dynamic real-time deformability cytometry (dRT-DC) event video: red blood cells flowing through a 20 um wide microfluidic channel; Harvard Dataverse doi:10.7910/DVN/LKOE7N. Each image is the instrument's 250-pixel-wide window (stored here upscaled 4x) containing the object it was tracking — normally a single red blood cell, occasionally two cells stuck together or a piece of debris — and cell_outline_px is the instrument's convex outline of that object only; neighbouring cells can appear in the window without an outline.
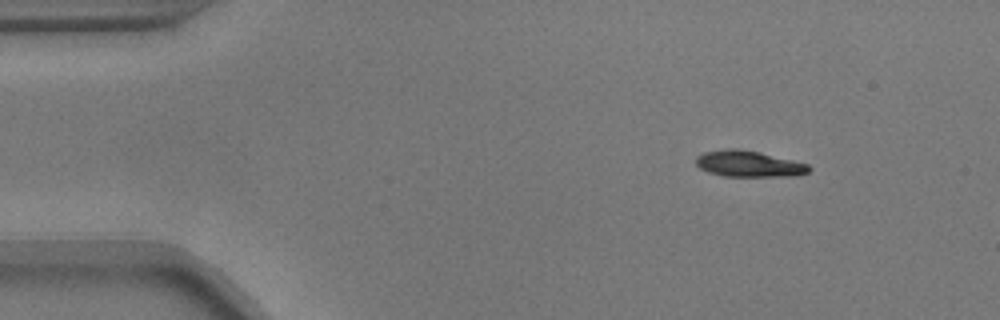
{"species": "common noctule bat (a hibernating species)", "species_latin": "Nyctalus noctula", "temperature_condition": "warm", "stored_images_in_passage": 13, "camera_frame_rate_fps": 3000, "um_per_image_px": 0.085, "animal": {"sex": "male", "body_mass_g": 17.9}, "frame": {"image": 1, "passage_image": 6, "time_ms": 1.667, "image_size_px": [1000, 320], "cell_outline_px": [[812, 168], [808, 172], [800, 176], [724, 176], [708, 172], [700, 168], [696, 164], [696, 156], [704, 152], [728, 148], [736, 148], [760, 152], [808, 164]], "centroid_in_image_um": [63.66, 13.93], "position_along_channel_um": 21.3, "area_um2": 17.28}}